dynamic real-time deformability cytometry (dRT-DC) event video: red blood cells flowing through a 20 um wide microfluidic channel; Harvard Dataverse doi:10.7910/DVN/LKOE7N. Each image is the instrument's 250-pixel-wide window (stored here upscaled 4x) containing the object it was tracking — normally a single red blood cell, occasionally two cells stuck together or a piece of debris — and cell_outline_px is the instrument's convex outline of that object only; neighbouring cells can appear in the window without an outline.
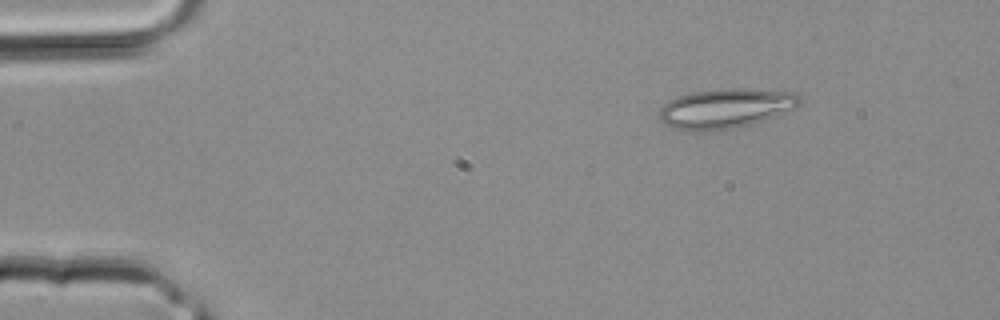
{"species": "common noctule bat (a hibernating species)", "species_latin": "Nyctalus noctula", "temperature_condition": "room temperature", "stored_images_in_passage": 2, "camera_frame_rate_fps": 3000, "um_per_image_px": 0.085, "animal": {"sex": "male", "body_mass_g": 20.4}, "frame": {"image": 1, "passage_image": 1, "time_ms": 0.0, "image_size_px": [1000, 320], "cell_outline_px": [[800, 104], [796, 108], [776, 116], [748, 124], [732, 128], [696, 132], [692, 132], [672, 128], [664, 124], [660, 120], [660, 108], [668, 100], [676, 96], [692, 92], [720, 88], [744, 88], [792, 92], [800, 96]], "centroid_in_image_um": [61.64, 9.21], "position_along_channel_um": 23.4, "area_um2": 32.66}}